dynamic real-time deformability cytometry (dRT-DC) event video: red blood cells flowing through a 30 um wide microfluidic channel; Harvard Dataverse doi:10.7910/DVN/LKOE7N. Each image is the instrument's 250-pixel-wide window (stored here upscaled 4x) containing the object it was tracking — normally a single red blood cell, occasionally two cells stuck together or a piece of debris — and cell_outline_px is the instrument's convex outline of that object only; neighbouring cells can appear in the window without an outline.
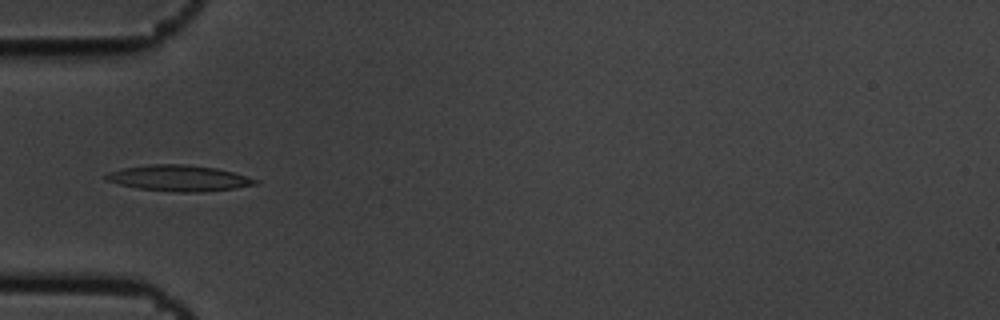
{"species": "common noctule bat (a hibernating species)", "species_latin": "Nyctalus noctula", "temperature_condition": "cold", "stored_images_in_passage": 7, "camera_frame_rate_fps": 3000, "um_per_image_px": 0.085, "animal": {"sex": "male", "body_mass_g": 19.5, "forearm_length_mm": 54.6}, "frame": {"image": 1, "passage_image": 5, "time_ms": 1.333, "image_size_px": [1000, 320], "cell_outline_px": [[260, 184], [236, 188], [200, 192], [176, 192], [136, 188], [104, 180], [104, 176], [108, 172], [124, 168], [148, 164], [184, 164], [216, 168], [232, 172], [260, 180]], "centroid_in_image_um": [15.22, 15.14], "position_along_channel_um": 69.8, "area_um2": 22.66}}
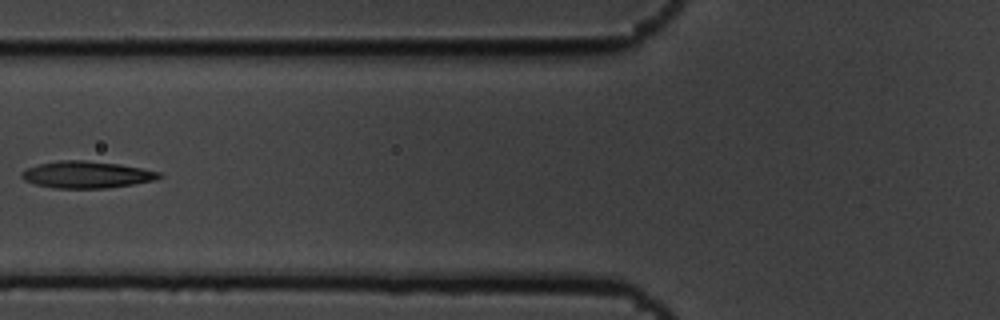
{"frame": {"image": 2, "passage_image": 6, "time_ms": 1.667, "image_size_px": [1000, 320], "cell_outline_px": [[164, 176], [156, 180], [108, 188], [52, 188], [36, 184], [24, 180], [20, 176], [20, 172], [28, 168], [40, 164], [60, 160], [84, 160], [120, 164], [160, 172]], "centroid_in_image_um": [7.37, 14.85], "position_along_channel_um": 118.4, "area_um2": 21.5}}
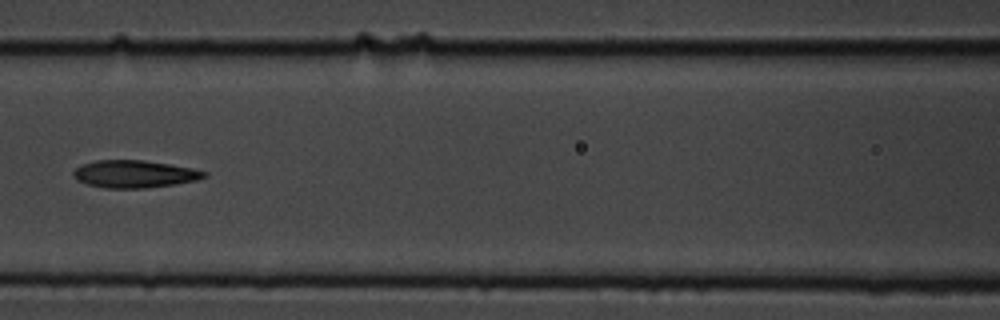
{"frame": {"image": 3, "passage_image": 7, "time_ms": 2.0, "image_size_px": [1000, 320], "cell_outline_px": [[208, 176], [196, 180], [176, 184], [144, 188], [104, 188], [88, 184], [76, 180], [72, 176], [72, 172], [80, 164], [96, 160], [140, 160], [168, 164], [192, 168], [208, 172]], "centroid_in_image_um": [11.4, 14.79], "position_along_channel_um": 155.2, "area_um2": 20.98}}